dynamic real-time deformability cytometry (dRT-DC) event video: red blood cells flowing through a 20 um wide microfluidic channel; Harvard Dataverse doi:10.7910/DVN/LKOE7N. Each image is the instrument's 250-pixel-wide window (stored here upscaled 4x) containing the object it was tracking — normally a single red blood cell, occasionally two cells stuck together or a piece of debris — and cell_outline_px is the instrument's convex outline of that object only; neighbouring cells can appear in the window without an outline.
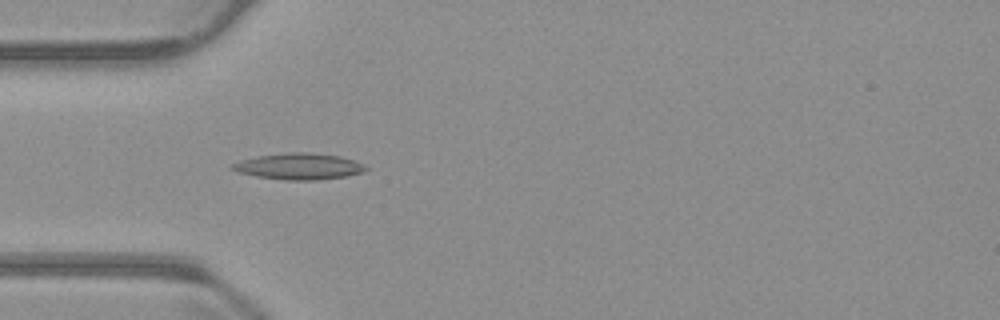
{"species": "common noctule bat (a hibernating species)", "species_latin": "Nyctalus noctula", "temperature_condition": "warm", "stored_images_in_passage": 54, "camera_frame_rate_fps": 3000, "um_per_image_px": 0.085, "animal": {"sex": "male", "body_mass_g": 23.1, "forearm_length_mm": 52.7}, "frame": {"image": 1, "passage_image": 16, "time_ms": 5.0, "image_size_px": [1000, 320], "cell_outline_px": [[368, 168], [364, 172], [344, 176], [316, 180], [284, 180], [256, 176], [236, 172], [228, 168], [232, 164], [240, 160], [256, 156], [288, 152], [312, 152], [340, 156], [352, 160]], "centroid_in_image_um": [25.33, 14.14], "position_along_channel_um": 59.7, "area_um2": 20.46}}
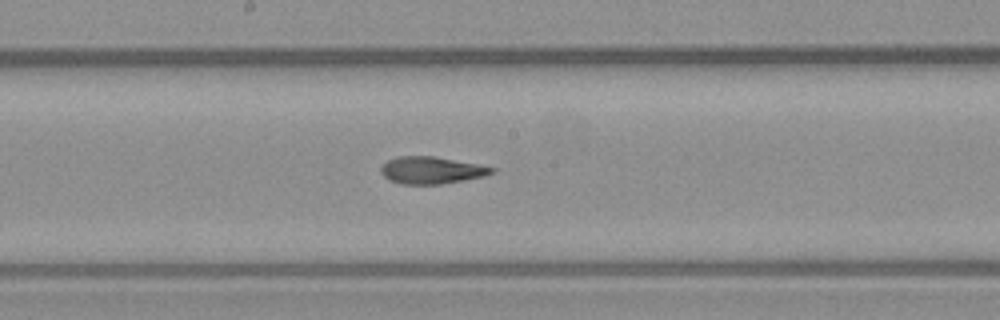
{"frame": {"image": 2, "passage_image": 28, "time_ms": 9.0, "image_size_px": [1000, 320], "cell_outline_px": [[496, 172], [484, 176], [464, 180], [440, 184], [400, 184], [388, 180], [380, 172], [380, 168], [388, 160], [396, 156], [432, 156], [480, 164], [496, 168]], "centroid_in_image_um": [36.68, 14.47], "position_along_channel_um": 211.5, "area_um2": 17.63}}
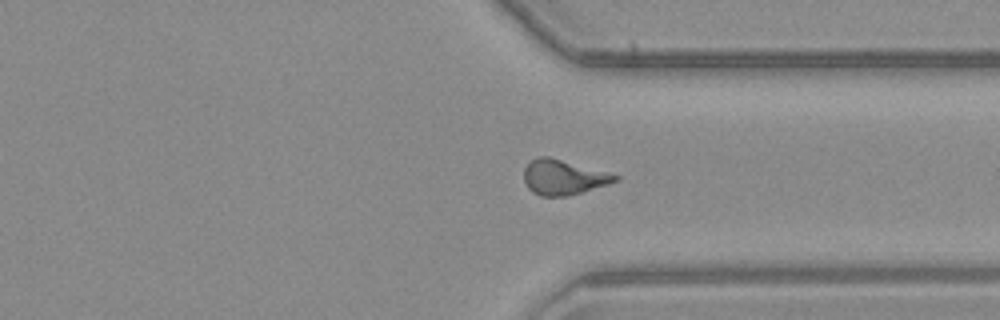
{"frame": {"image": 3, "passage_image": 40, "time_ms": 13.0, "image_size_px": [1000, 320], "cell_outline_px": [[620, 180], [608, 184], [568, 196], [540, 196], [532, 192], [528, 188], [524, 180], [524, 168], [536, 156], [548, 156], [608, 172], [620, 176]], "centroid_in_image_um": [47.88, 15.06], "position_along_channel_um": 363.5, "area_um2": 18.61}, "authors_computed_cell_mechanics": {"area_um2": 18.2359, "velocity_mm_per_s": 3.8152, "shape_relaxation_time_tau1_ms": null, "shape_relaxation_time_tau2_ms": 3.1279, "deformation_change_tau1": null, "deformation_change_tau2": 0.1229}}